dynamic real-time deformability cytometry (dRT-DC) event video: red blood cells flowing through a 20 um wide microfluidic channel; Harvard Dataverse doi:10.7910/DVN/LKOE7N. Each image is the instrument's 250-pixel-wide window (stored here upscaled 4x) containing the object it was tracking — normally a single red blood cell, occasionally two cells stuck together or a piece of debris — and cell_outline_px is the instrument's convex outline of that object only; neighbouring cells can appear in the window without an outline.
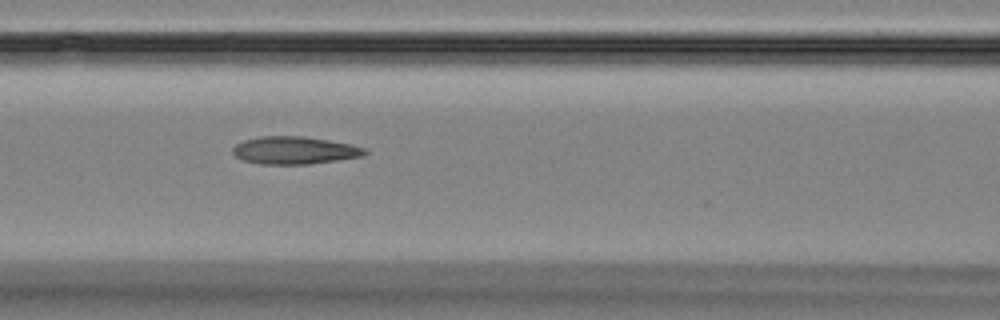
{"species": "Egyptian fruit bat (a non-hibernating species)", "species_latin": "Rousettus aegyptiacus", "temperature_condition": "room temperature", "stored_images_in_passage": 6, "camera_frame_rate_fps": 3000, "um_per_image_px": 0.085, "animal": {"sex": "female"}, "frame": {"image": 1, "passage_image": 5, "time_ms": 4.667, "image_size_px": [1000, 320], "cell_outline_px": [[368, 152], [364, 156], [308, 164], [260, 164], [244, 160], [236, 156], [232, 152], [232, 148], [236, 144], [244, 140], [260, 136], [304, 136], [328, 140], [348, 144], [364, 148]], "centroid_in_image_um": [25.01, 12.77], "position_along_channel_um": 141.6, "area_um2": 21.1}}
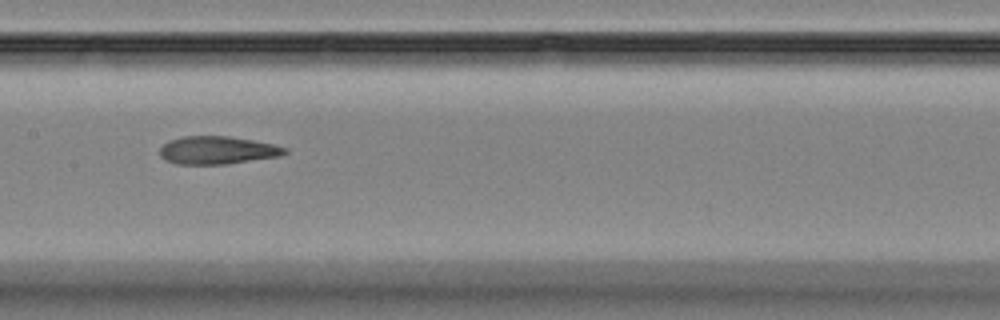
{"frame": {"image": 2, "passage_image": 6, "time_ms": 6.0, "image_size_px": [1000, 320], "cell_outline_px": [[288, 152], [280, 156], [228, 164], [176, 164], [164, 160], [160, 156], [160, 148], [168, 140], [180, 136], [228, 136], [252, 140], [272, 144], [288, 148]], "centroid_in_image_um": [18.45, 12.77], "position_along_channel_um": 188.9, "area_um2": 20.46}}